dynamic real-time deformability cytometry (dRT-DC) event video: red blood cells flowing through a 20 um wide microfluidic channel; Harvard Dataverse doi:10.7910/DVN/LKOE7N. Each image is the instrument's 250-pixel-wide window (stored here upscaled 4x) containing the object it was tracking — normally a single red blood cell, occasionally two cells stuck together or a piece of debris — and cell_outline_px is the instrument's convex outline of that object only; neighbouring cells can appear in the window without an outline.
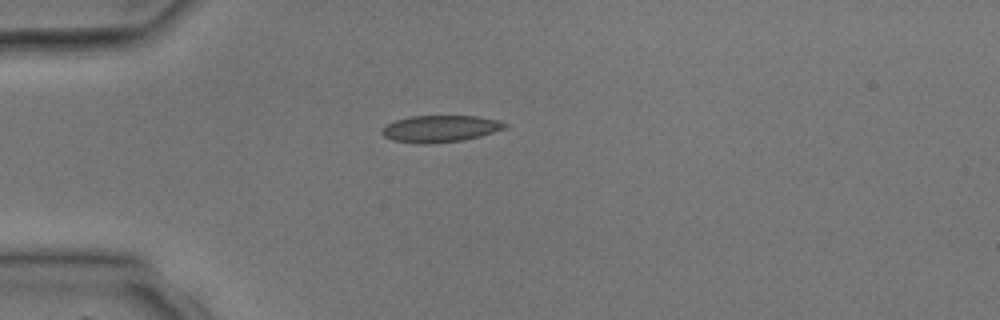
{"species": "common noctule bat (a hibernating species)", "species_latin": "Nyctalus noctula", "temperature_condition": "room temperature", "stored_images_in_passage": 3, "camera_frame_rate_fps": 3000, "um_per_image_px": 0.085, "animal": {"sex": "male", "body_mass_g": 17.9, "forearm_length_mm": 54.2}, "frame": {"image": 1, "passage_image": 3, "time_ms": 3.333, "image_size_px": [1000, 320], "cell_outline_px": [[508, 128], [480, 136], [464, 140], [432, 144], [420, 144], [392, 140], [384, 136], [380, 132], [388, 124], [396, 120], [412, 116], [476, 116], [500, 120], [508, 124]], "centroid_in_image_um": [37.47, 10.95], "position_along_channel_um": 47.5, "area_um2": 19.31}}